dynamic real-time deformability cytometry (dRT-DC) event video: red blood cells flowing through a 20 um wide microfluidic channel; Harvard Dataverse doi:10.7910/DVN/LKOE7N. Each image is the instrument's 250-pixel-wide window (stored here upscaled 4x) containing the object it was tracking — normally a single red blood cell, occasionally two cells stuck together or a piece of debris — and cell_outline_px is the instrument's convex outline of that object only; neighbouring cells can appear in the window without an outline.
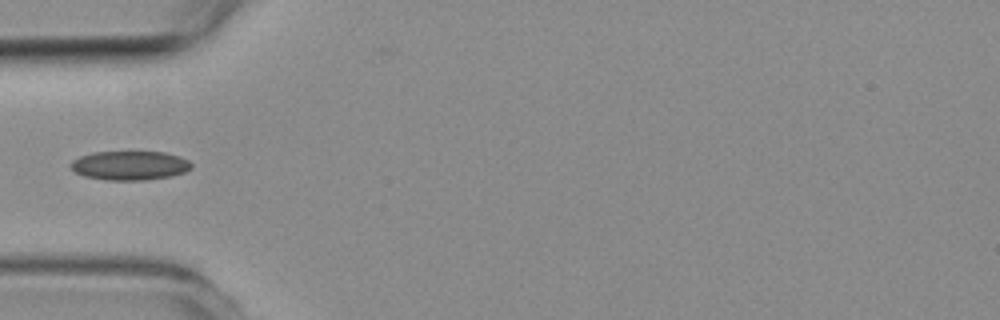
{"species": "common noctule bat (a hibernating species)", "species_latin": "Nyctalus noctula", "temperature_condition": "room temperature", "stored_images_in_passage": 2, "camera_frame_rate_fps": 3000, "um_per_image_px": 0.085, "animal": {"sex": "female", "body_mass_g": 19.3, "forearm_length_mm": 54.1}, "frame": {"image": 1, "passage_image": 1, "time_ms": 0.0, "image_size_px": [1000, 320], "cell_outline_px": [[192, 168], [184, 172], [172, 176], [144, 180], [108, 180], [84, 176], [76, 172], [68, 164], [72, 160], [80, 156], [92, 152], [164, 152], [180, 156], [188, 160], [192, 164]], "centroid_in_image_um": [11.04, 14.06], "position_along_channel_um": 74.0, "area_um2": 20.52}}
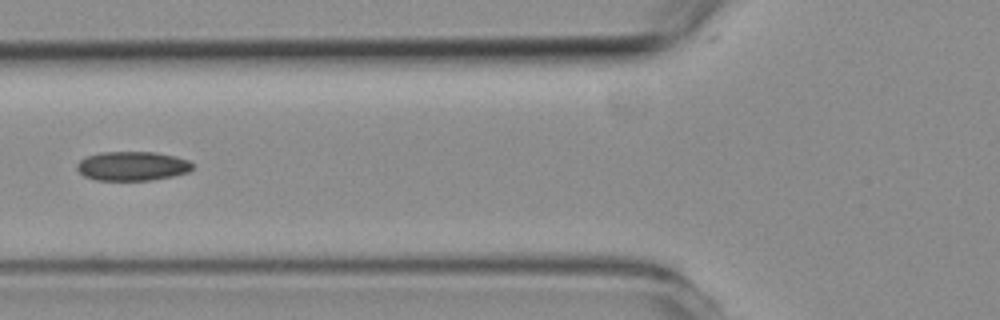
{"frame": {"image": 2, "passage_image": 2, "time_ms": 1.0, "image_size_px": [1000, 320], "cell_outline_px": [[192, 168], [188, 172], [172, 176], [152, 180], [96, 180], [84, 176], [76, 168], [76, 164], [80, 160], [88, 156], [100, 152], [156, 152], [176, 156], [188, 160], [192, 164]], "centroid_in_image_um": [11.24, 14.11], "position_along_channel_um": 114.6, "area_um2": 19.65}}